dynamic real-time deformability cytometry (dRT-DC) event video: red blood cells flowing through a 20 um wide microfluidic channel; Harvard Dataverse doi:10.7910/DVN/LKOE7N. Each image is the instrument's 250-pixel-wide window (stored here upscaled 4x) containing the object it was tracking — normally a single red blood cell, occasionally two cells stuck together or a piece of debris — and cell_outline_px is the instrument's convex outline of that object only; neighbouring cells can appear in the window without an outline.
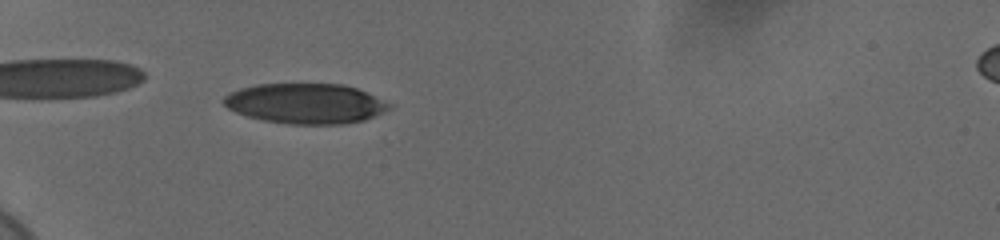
{"species": "human", "species_latin": "Homo sapiens", "temperature_condition": "cold", "stored_images_in_passage": 54, "camera_frame_rate_fps": 3000, "um_per_image_px": 0.085, "donor": {"sex": "female"}, "frame": {"image": 1, "passage_image": 17, "time_ms": 5.333, "image_size_px": [1000, 240], "cell_outline_px": [[392, 108], [384, 112], [364, 120], [344, 124], [288, 124], [264, 120], [248, 116], [236, 112], [228, 108], [224, 104], [224, 96], [240, 88], [256, 84], [344, 84], [356, 88], [392, 104]], "centroid_in_image_um": [25.99, 8.8], "position_along_channel_um": 59.0, "area_um2": 38.61}}
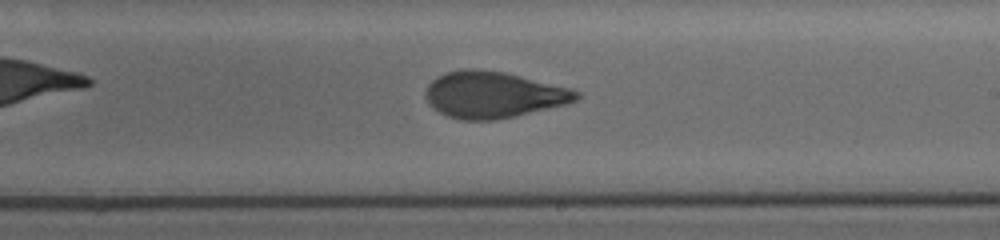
{"frame": {"image": 2, "passage_image": 34, "time_ms": 11.0, "image_size_px": [1000, 240], "cell_outline_px": [[580, 96], [576, 100], [568, 104], [496, 120], [464, 120], [448, 116], [432, 108], [428, 104], [424, 92], [428, 84], [436, 76], [444, 72], [468, 68], [472, 68], [504, 72], [568, 88], [580, 92]], "centroid_in_image_um": [41.88, 8.05], "position_along_channel_um": 247.1, "area_um2": 40.69}}
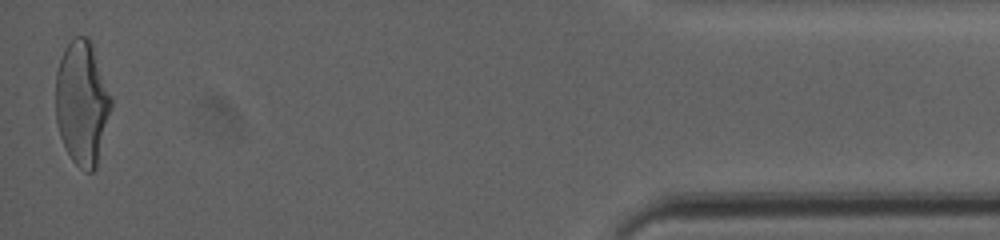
{"frame": {"image": 3, "passage_image": 54, "time_ms": 17.667, "image_size_px": [1000, 240], "cell_outline_px": [[112, 104], [96, 168], [92, 172], [88, 172], [80, 168], [72, 160], [60, 136], [56, 120], [56, 72], [64, 48], [72, 36], [88, 36], [92, 44], [112, 100]], "centroid_in_image_um": [6.96, 8.72], "position_along_channel_um": 428.2, "area_um2": 39.82}, "authors_computed_cell_mechanics": {"area_um2": 39.7086, "velocity_mm_per_s": 3.6788, "shape_relaxation_time_tau1_ms": 5.2098, "shape_relaxation_time_tau2_ms": 1.0722, "deformation_change_tau1": 0.1841, "deformation_change_tau2": 0.0734}}